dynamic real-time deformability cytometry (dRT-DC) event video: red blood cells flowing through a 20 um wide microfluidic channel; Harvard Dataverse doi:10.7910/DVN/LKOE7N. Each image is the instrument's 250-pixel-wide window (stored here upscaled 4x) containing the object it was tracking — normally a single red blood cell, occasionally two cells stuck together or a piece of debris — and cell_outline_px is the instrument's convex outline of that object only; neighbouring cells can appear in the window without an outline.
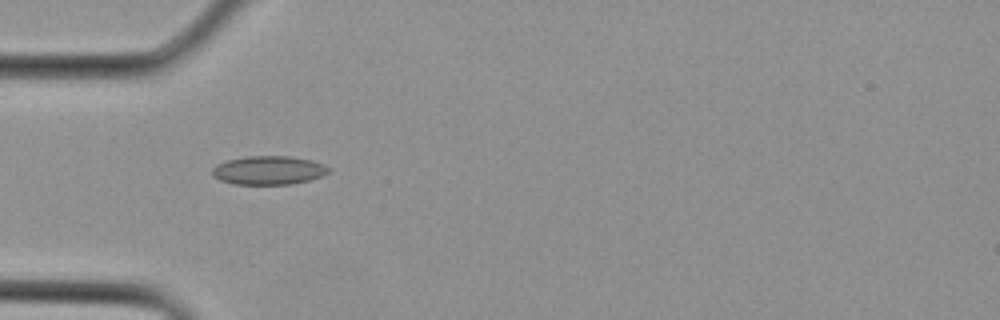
{"species": "Egyptian fruit bat (a non-hibernating species)", "species_latin": "Rousettus aegyptiacus", "temperature_condition": "cold", "stored_images_in_passage": 2, "camera_frame_rate_fps": 3000, "um_per_image_px": 0.085, "animal": {"sex": "female"}, "frame": {"image": 1, "passage_image": 2, "time_ms": 0.333, "image_size_px": [1000, 320], "cell_outline_px": [[332, 172], [324, 176], [292, 184], [232, 184], [220, 180], [212, 176], [212, 168], [216, 164], [228, 160], [248, 156], [288, 156], [312, 160], [324, 164], [332, 168]], "centroid_in_image_um": [22.88, 14.47], "position_along_channel_um": 62.1, "area_um2": 19.71}}